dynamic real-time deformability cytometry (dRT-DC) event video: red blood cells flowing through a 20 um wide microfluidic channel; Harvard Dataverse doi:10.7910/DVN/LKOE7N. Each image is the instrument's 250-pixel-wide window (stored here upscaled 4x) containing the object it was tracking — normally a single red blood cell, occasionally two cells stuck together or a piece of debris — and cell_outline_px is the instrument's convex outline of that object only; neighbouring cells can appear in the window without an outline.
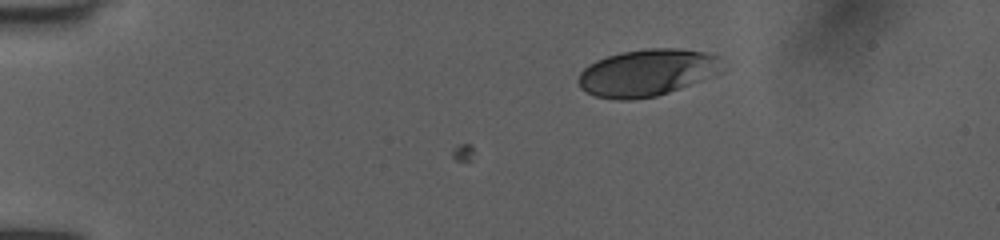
{"species": "human", "species_latin": "Homo sapiens", "temperature_condition": "room temperature", "stored_images_in_passage": 3, "camera_frame_rate_fps": 3000, "um_per_image_px": 0.085, "donor": {"sex": "female"}, "frame": {"image": 1, "passage_image": 3, "time_ms": 0.667, "image_size_px": [1000, 240], "cell_outline_px": [[728, 68], [724, 72], [716, 76], [656, 96], [632, 100], [616, 100], [596, 96], [580, 88], [576, 80], [580, 72], [588, 64], [596, 60], [620, 52], [648, 48], [680, 48], [704, 52], [720, 56]], "centroid_in_image_um": [55.08, 6.17], "position_along_channel_um": 29.9, "area_um2": 40.23}}